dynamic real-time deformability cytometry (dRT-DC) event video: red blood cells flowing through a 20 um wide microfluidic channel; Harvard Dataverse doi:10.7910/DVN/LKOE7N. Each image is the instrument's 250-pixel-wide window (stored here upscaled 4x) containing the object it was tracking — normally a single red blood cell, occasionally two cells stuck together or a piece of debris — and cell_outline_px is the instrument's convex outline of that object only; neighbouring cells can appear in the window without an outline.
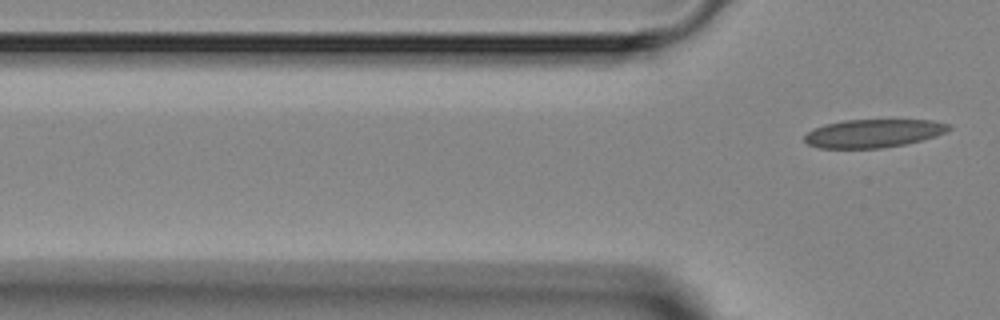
{"species": "Egyptian fruit bat (a non-hibernating species)", "species_latin": "Rousettus aegyptiacus", "temperature_condition": "room temperature", "stored_images_in_passage": 3, "segment_of_instrument_passage": [2, 2], "camera_frame_rate_fps": 3000, "um_per_image_px": 0.085, "animal": {"sex": "female"}, "frame": {"image": 1, "passage_image": 3, "time_ms": 2.333, "image_size_px": [1000, 320], "cell_outline_px": [[952, 128], [936, 136], [904, 144], [880, 148], [820, 148], [808, 144], [804, 140], [804, 136], [812, 128], [824, 124], [844, 120], [932, 120], [952, 124]], "centroid_in_image_um": [74.22, 11.32], "position_along_channel_um": 51.6, "area_um2": 23.76}}